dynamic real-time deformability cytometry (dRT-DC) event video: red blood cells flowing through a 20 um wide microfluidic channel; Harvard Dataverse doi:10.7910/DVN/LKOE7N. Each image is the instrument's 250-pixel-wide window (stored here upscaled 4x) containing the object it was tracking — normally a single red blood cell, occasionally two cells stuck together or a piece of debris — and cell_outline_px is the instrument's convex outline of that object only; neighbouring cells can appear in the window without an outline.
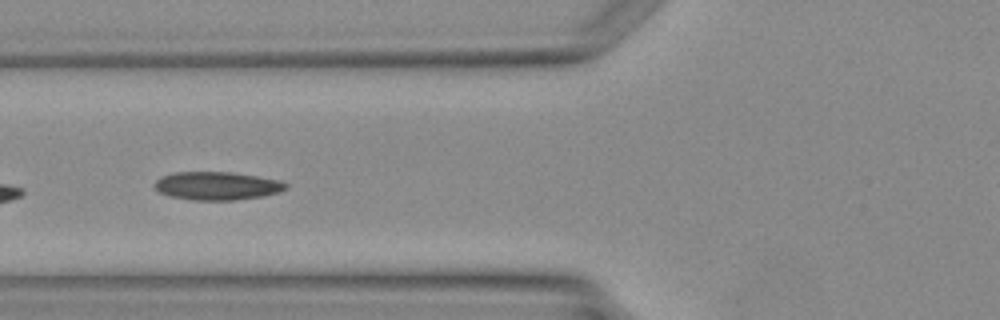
{"species": "Egyptian fruit bat (a non-hibernating species)", "species_latin": "Rousettus aegyptiacus", "temperature_condition": "warm", "stored_images_in_passage": 3, "camera_frame_rate_fps": 3000, "um_per_image_px": 0.085, "animal": {"sex": "female"}, "frame": {"image": 1, "passage_image": 3, "time_ms": 3.333, "image_size_px": [1000, 320], "cell_outline_px": [[288, 188], [280, 192], [260, 196], [236, 200], [192, 200], [172, 196], [156, 192], [152, 184], [160, 176], [176, 172], [232, 172], [256, 176], [276, 180], [288, 184]], "centroid_in_image_um": [18.38, 15.79], "position_along_channel_um": 107.4, "area_um2": 21.62}}